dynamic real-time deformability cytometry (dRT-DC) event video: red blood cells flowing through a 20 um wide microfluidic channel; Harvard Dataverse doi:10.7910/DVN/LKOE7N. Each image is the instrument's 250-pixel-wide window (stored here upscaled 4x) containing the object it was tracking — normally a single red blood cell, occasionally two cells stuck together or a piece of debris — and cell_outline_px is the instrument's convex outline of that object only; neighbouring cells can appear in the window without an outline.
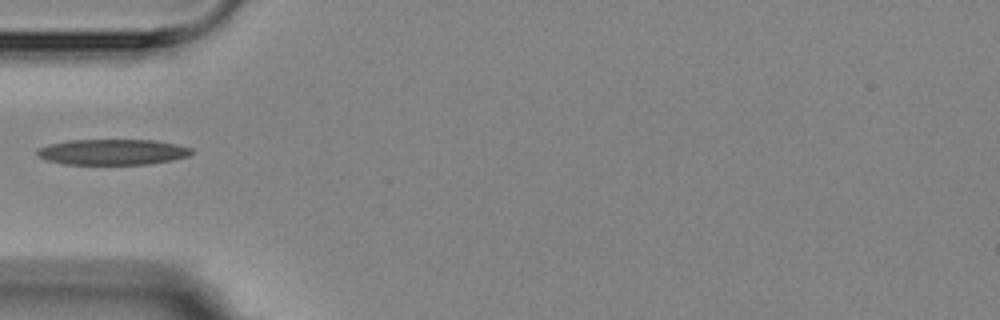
{"species": "Egyptian fruit bat (a non-hibernating species)", "species_latin": "Rousettus aegyptiacus", "temperature_condition": "room temperature", "stored_images_in_passage": 7, "camera_frame_rate_fps": 3000, "um_per_image_px": 0.085, "animal": {"sex": "female"}, "frame": {"image": 1, "passage_image": 1, "time_ms": 0.0, "image_size_px": [1000, 320], "cell_outline_px": [[192, 152], [188, 156], [172, 160], [148, 164], [64, 164], [48, 160], [40, 156], [36, 152], [36, 148], [48, 144], [68, 140], [156, 140], [176, 144], [192, 148]], "centroid_in_image_um": [9.56, 12.91], "position_along_channel_um": 75.4, "area_um2": 23.06}}
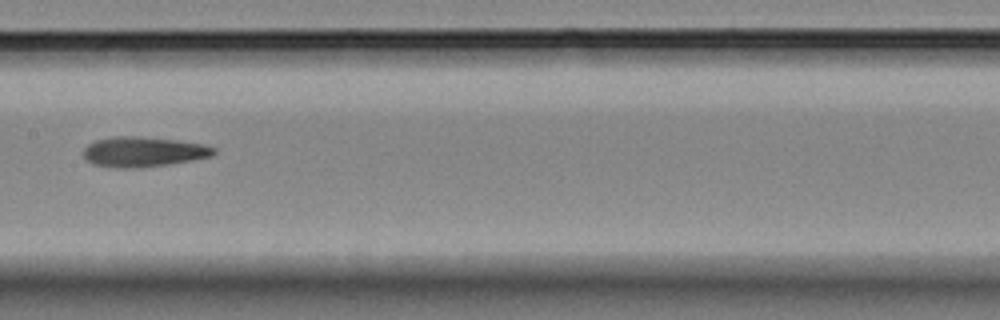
{"frame": {"image": 2, "passage_image": 4, "time_ms": 3.333, "image_size_px": [1000, 320], "cell_outline_px": [[216, 152], [212, 156], [192, 160], [168, 164], [140, 168], [108, 168], [92, 164], [84, 156], [84, 148], [88, 144], [96, 140], [116, 136], [136, 136], [176, 140], [204, 144], [216, 148]], "centroid_in_image_um": [12.18, 12.91], "position_along_channel_um": 195.2, "area_um2": 22.95}}
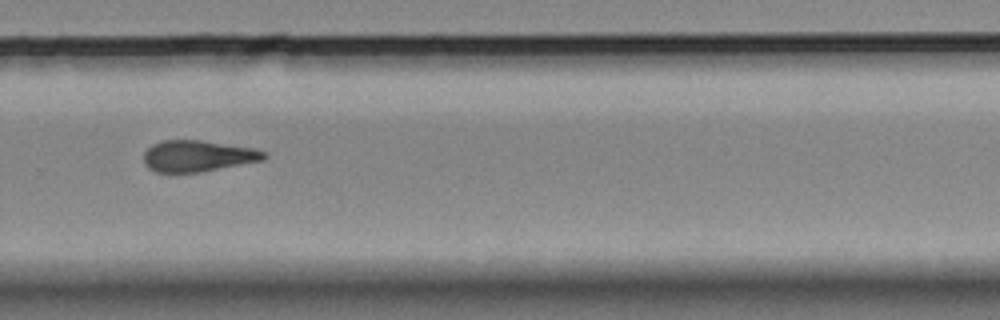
{"frame": {"image": 3, "passage_image": 7, "time_ms": 6.667, "image_size_px": [1000, 320], "cell_outline_px": [[268, 156], [264, 160], [200, 172], [156, 172], [148, 168], [144, 164], [144, 152], [152, 144], [160, 140], [200, 140], [252, 148], [268, 152]], "centroid_in_image_um": [16.8, 13.26], "position_along_channel_um": 313.0, "area_um2": 21.96}}